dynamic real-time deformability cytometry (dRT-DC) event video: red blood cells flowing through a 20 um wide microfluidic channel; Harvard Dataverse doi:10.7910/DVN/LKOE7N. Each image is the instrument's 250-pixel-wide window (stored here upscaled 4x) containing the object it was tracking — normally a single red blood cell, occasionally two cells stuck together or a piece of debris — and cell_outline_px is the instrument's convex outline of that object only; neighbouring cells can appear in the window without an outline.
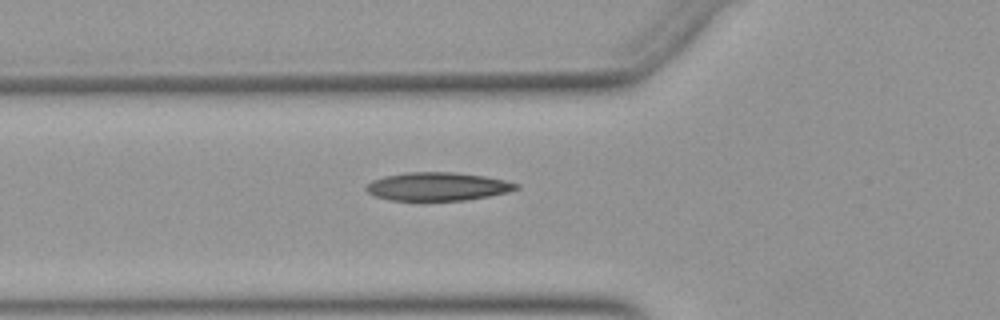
{"species": "Egyptian fruit bat (a non-hibernating species)", "species_latin": "Rousettus aegyptiacus", "temperature_condition": "warm", "stored_images_in_passage": 29, "camera_frame_rate_fps": 3000, "um_per_image_px": 0.085, "animal": {"sex": "female"}, "frame": {"image": 1, "passage_image": 2, "time_ms": 0.333, "image_size_px": [1000, 320], "cell_outline_px": [[520, 188], [508, 192], [468, 200], [388, 200], [376, 196], [368, 192], [364, 188], [372, 180], [384, 176], [408, 172], [452, 172], [484, 176], [504, 180], [520, 184]], "centroid_in_image_um": [37.21, 15.85], "position_along_channel_um": 88.6, "area_um2": 24.68}}
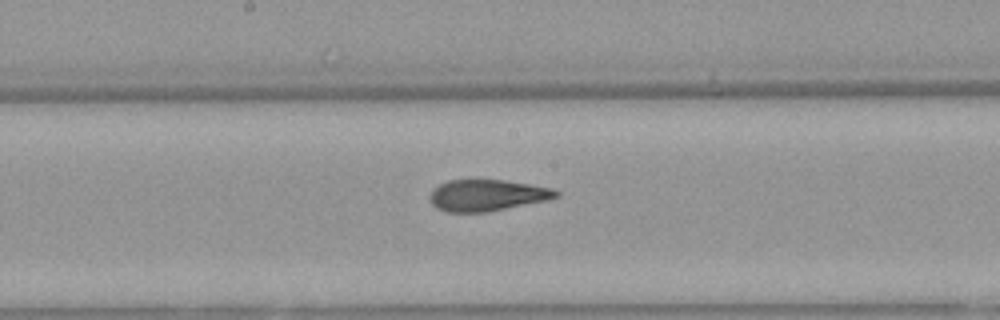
{"frame": {"image": 2, "passage_image": 11, "time_ms": 3.333, "image_size_px": [1000, 320], "cell_outline_px": [[560, 196], [548, 200], [488, 212], [444, 212], [436, 208], [432, 204], [428, 196], [440, 184], [448, 180], [504, 180], [552, 188], [560, 192]], "centroid_in_image_um": [41.41, 16.61], "position_along_channel_um": 206.8, "area_um2": 23.12}}
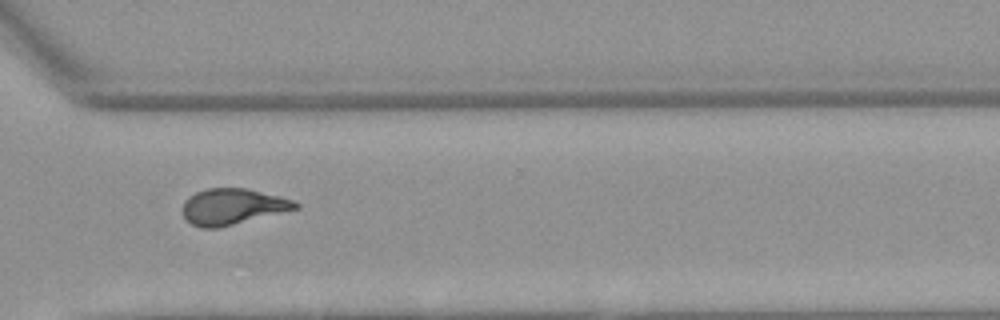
{"frame": {"image": 3, "passage_image": 22, "time_ms": 7.0, "image_size_px": [1000, 320], "cell_outline_px": [[300, 208], [216, 228], [200, 228], [192, 224], [184, 216], [184, 200], [188, 196], [196, 192], [208, 188], [244, 188], [280, 196], [292, 200], [300, 204]], "centroid_in_image_um": [19.77, 17.55], "position_along_channel_um": 350.8, "area_um2": 23.35}}